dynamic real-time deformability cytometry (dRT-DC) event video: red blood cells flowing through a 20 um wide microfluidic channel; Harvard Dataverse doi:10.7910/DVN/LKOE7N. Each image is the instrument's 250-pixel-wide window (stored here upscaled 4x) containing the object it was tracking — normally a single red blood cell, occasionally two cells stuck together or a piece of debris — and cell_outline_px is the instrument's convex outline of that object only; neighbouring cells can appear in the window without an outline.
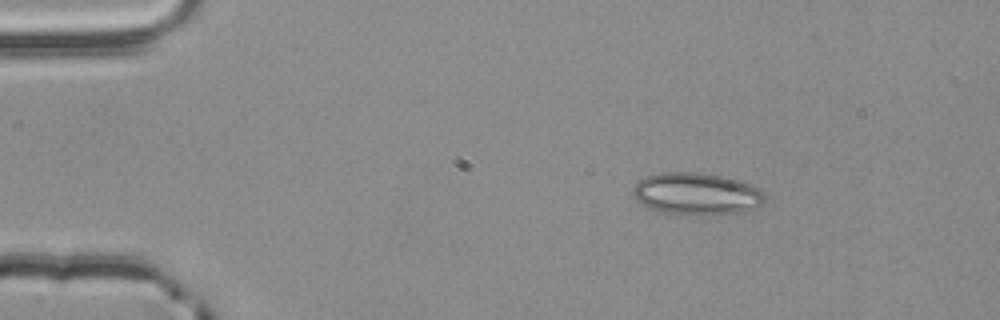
{"species": "common noctule bat (a hibernating species)", "species_latin": "Nyctalus noctula", "temperature_condition": "room temperature", "stored_images_in_passage": 3, "camera_frame_rate_fps": 3000, "um_per_image_px": 0.085, "animal": {"sex": "male", "body_mass_g": 20.4}, "frame": {"image": 1, "passage_image": 1, "time_ms": 0.0, "image_size_px": [1000, 320], "cell_outline_px": [[764, 204], [748, 212], [704, 216], [664, 212], [648, 208], [636, 200], [632, 192], [632, 188], [640, 180], [648, 176], [660, 172], [700, 172], [720, 176], [736, 180], [748, 184], [764, 192]], "centroid_in_image_um": [59.22, 16.5], "position_along_channel_um": 25.8, "area_um2": 32.6}}